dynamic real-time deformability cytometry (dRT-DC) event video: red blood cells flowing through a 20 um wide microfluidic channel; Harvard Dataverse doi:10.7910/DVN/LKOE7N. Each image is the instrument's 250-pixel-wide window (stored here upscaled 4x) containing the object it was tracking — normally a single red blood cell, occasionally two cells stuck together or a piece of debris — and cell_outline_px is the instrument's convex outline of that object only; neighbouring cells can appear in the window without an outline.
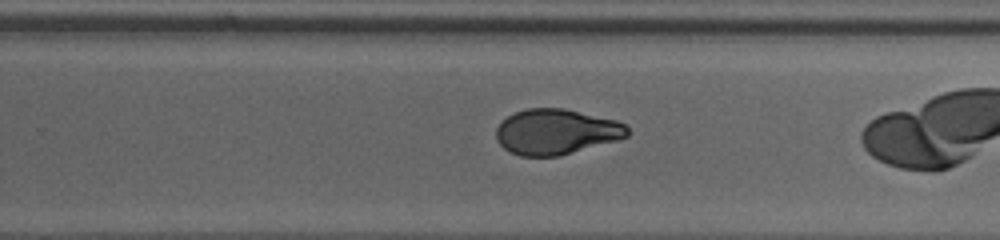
{"species": "human", "species_latin": "Homo sapiens", "temperature_condition": "cold", "stored_images_in_passage": 29, "camera_frame_rate_fps": 3000, "um_per_image_px": 0.085, "donor": {"sex": "female"}, "frame": {"image": 1, "passage_image": 21, "time_ms": 6.667, "image_size_px": [1000, 240], "cell_outline_px": [[628, 136], [616, 140], [560, 156], [520, 156], [504, 148], [496, 140], [496, 128], [508, 116], [516, 112], [528, 108], [564, 108], [616, 120], [624, 124], [628, 128]], "centroid_in_image_um": [47.26, 11.2], "position_along_channel_um": 282.5, "area_um2": 34.51}}